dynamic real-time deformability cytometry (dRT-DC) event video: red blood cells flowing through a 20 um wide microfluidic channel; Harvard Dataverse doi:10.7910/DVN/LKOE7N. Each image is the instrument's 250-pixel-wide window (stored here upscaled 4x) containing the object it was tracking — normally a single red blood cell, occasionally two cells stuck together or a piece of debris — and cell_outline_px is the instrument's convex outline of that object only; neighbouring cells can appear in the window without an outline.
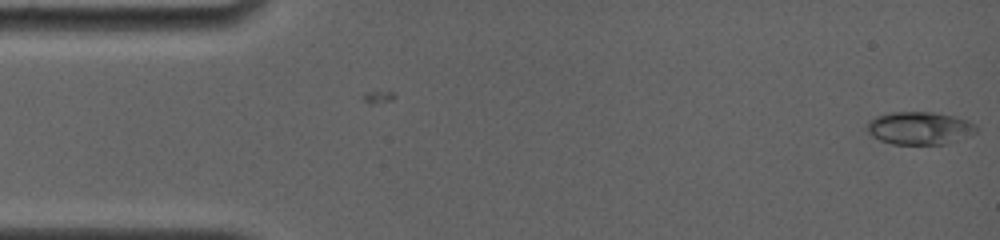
{"species": "common noctule bat (a hibernating species)", "species_latin": "Nyctalus noctula", "temperature_condition": "room temperature", "stored_images_in_passage": 10, "camera_frame_rate_fps": 4000, "um_per_image_px": 0.085, "animal": {"sex": "female", "body_mass_g": 19.0, "forearm_length_mm": 56.7}, "frame": {"image": 1, "passage_image": 10, "time_ms": 1.5, "image_size_px": [1000, 240], "cell_outline_px": [[976, 132], [948, 144], [892, 144], [880, 140], [872, 136], [868, 132], [868, 120], [876, 116], [892, 112], [932, 112], [952, 116], [968, 120], [976, 128]], "centroid_in_image_um": [78.13, 10.89], "position_along_channel_um": 6.9, "area_um2": 20.69}}